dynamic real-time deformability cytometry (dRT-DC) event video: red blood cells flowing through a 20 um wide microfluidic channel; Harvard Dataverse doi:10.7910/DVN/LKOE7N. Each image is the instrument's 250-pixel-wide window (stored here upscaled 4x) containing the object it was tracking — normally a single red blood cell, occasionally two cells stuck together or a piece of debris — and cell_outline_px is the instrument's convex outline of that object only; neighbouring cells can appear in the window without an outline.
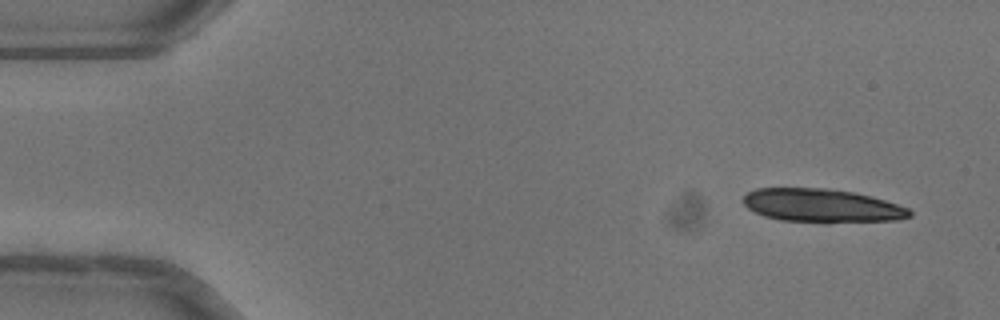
{"species": "common noctule bat (a hibernating species)", "species_latin": "Nyctalus noctula", "temperature_condition": "warm", "stored_images_in_passage": 48, "camera_frame_rate_fps": 3000, "um_per_image_px": 0.085, "animal": {"sex": "female"}, "frame": {"image": 1, "passage_image": 1, "time_ms": 0.0, "image_size_px": [1000, 320], "cell_outline_px": [[912, 216], [896, 220], [828, 224], [824, 224], [780, 220], [764, 216], [748, 208], [740, 200], [748, 192], [756, 188], [824, 188], [852, 192], [872, 196], [908, 208], [912, 212]], "centroid_in_image_um": [69.86, 17.5], "position_along_channel_um": 15.1, "area_um2": 33.06}}
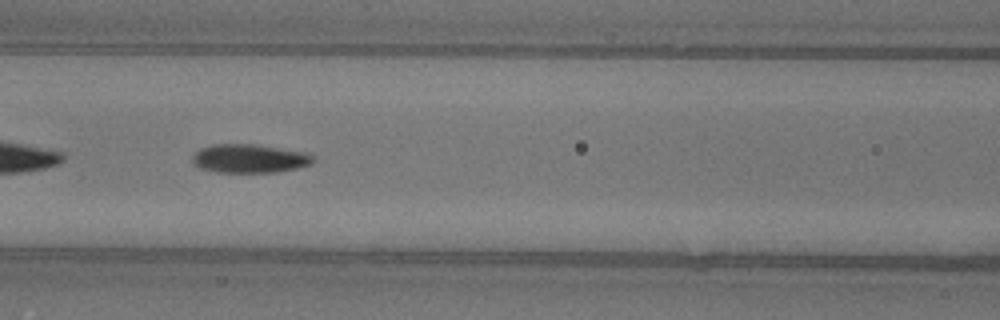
{"frame": {"image": 2, "passage_image": 20, "time_ms": 6.333, "image_size_px": [1000, 320], "cell_outline_px": [[316, 160], [312, 164], [296, 168], [276, 172], [216, 172], [200, 168], [192, 164], [192, 156], [200, 148], [212, 144], [252, 144], [308, 152]], "centroid_in_image_um": [21.2, 13.47], "position_along_channel_um": 145.4, "area_um2": 20.29}, "authors_computed_cell_mechanics": {"area_um2": 20.6057, "velocity_mm_per_s": 4.0507, "shape_relaxation_time_tau1_ms": 4.5386, "shape_relaxation_time_tau2_ms": 1.757, "deformation_change_tau1": 0.2103, "deformation_change_tau2": 0.0739}}